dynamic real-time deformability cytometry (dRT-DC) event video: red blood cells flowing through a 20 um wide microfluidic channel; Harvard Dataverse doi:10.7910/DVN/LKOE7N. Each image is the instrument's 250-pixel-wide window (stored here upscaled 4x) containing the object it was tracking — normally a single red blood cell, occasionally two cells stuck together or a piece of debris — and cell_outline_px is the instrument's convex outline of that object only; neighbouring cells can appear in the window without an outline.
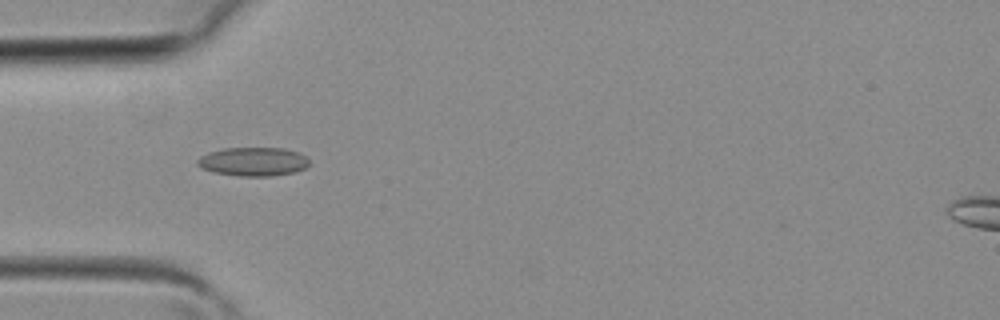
{"species": "common noctule bat (a hibernating species)", "species_latin": "Nyctalus noctula", "temperature_condition": "room temperature", "stored_images_in_passage": 26, "camera_frame_rate_fps": 3000, "um_per_image_px": 0.085, "animal": {"sex": "female", "body_mass_g": 19.3, "forearm_length_mm": 54.1}, "frame": {"image": 1, "passage_image": 1, "time_ms": 0.0, "image_size_px": [1000, 320], "cell_outline_px": [[308, 164], [304, 168], [296, 172], [272, 176], [240, 176], [212, 172], [200, 168], [196, 164], [196, 160], [200, 156], [208, 152], [224, 148], [284, 148], [300, 152], [308, 160]], "centroid_in_image_um": [21.49, 13.74], "position_along_channel_um": 63.5, "area_um2": 18.9}}
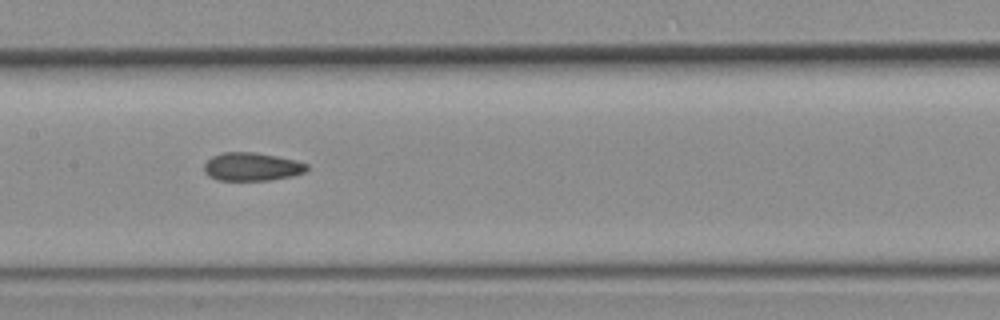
{"frame": {"image": 2, "passage_image": 8, "time_ms": 2.333, "image_size_px": [1000, 320], "cell_outline_px": [[308, 168], [304, 172], [292, 176], [268, 180], [216, 180], [208, 176], [204, 172], [204, 164], [212, 156], [224, 152], [252, 152], [276, 156], [296, 160], [308, 164]], "centroid_in_image_um": [21.39, 14.17], "position_along_channel_um": 186.0, "area_um2": 16.88}}
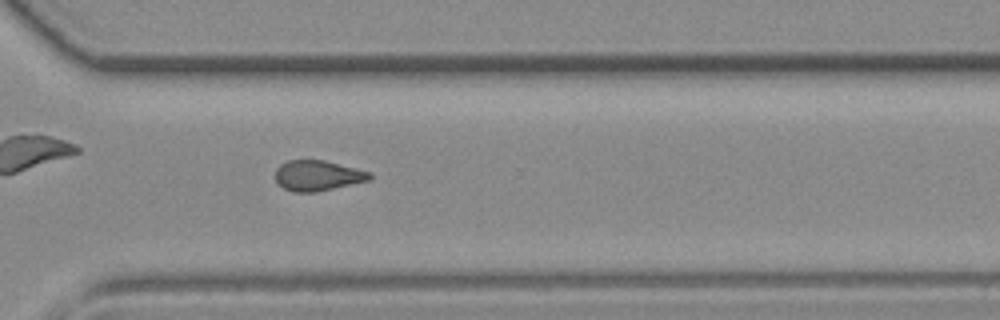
{"frame": {"image": 3, "passage_image": 17, "time_ms": 5.333, "image_size_px": [1000, 320], "cell_outline_px": [[372, 180], [316, 192], [292, 192], [276, 184], [276, 168], [280, 164], [288, 160], [324, 160], [372, 172]], "centroid_in_image_um": [27.01, 14.93], "position_along_channel_um": 343.6, "area_um2": 16.94}}